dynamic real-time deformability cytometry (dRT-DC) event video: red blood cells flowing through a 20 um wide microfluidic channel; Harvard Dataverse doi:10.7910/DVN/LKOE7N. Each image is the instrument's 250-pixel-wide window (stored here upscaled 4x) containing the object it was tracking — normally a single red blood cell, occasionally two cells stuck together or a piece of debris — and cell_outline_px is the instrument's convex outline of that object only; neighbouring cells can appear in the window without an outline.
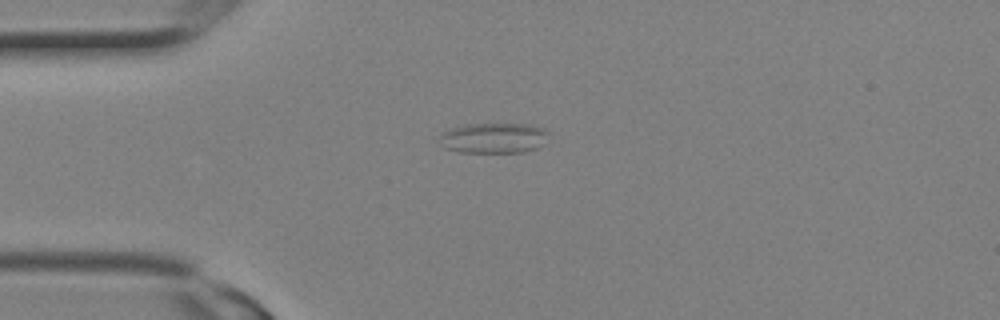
{"species": "Egyptian fruit bat (a non-hibernating species)", "species_latin": "Rousettus aegyptiacus", "temperature_condition": "room temperature", "stored_images_in_passage": 1, "camera_frame_rate_fps": 3000, "um_per_image_px": 0.085, "animal": {"sex": "female"}, "frame": {"image": 1, "passage_image": 1, "time_ms": 0.0, "image_size_px": [1000, 320], "cell_outline_px": [[548, 132], [544, 144], [536, 148], [524, 152], [460, 152], [444, 148], [440, 144], [440, 136], [444, 132], [452, 128], [464, 124], [528, 124], [544, 128]], "centroid_in_image_um": [41.96, 11.73], "position_along_channel_um": 43.0, "area_um2": 19.31}}